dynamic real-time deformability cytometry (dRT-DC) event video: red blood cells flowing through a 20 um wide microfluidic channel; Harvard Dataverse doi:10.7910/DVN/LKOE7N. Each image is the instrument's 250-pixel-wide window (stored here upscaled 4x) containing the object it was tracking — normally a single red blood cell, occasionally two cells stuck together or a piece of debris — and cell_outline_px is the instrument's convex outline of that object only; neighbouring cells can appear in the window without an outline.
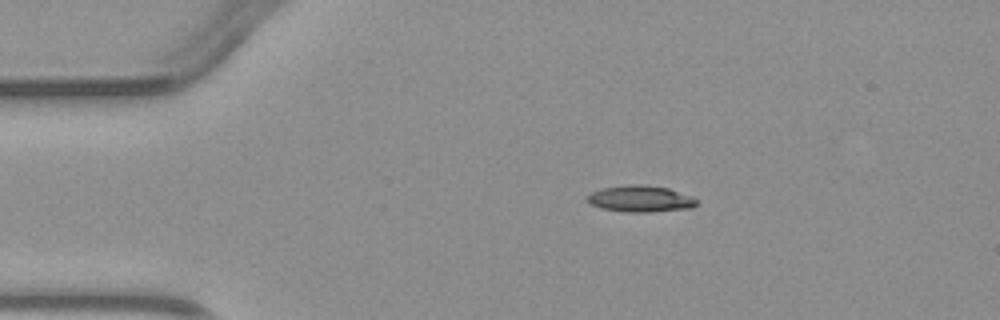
{"species": "common noctule bat (a hibernating species)", "species_latin": "Nyctalus noctula", "temperature_condition": "warm", "stored_images_in_passage": 2, "camera_frame_rate_fps": 3000, "um_per_image_px": 0.085, "animal": {"sex": "male", "body_mass_g": 23.1, "forearm_length_mm": 52.7}, "frame": {"image": 1, "passage_image": 1, "time_ms": 0.0, "image_size_px": [1000, 320], "cell_outline_px": [[696, 204], [692, 208], [648, 212], [628, 212], [600, 208], [592, 204], [584, 196], [592, 192], [604, 188], [628, 184], [640, 184], [668, 188], [692, 196], [696, 200]], "centroid_in_image_um": [54.43, 16.89], "position_along_channel_um": 30.6, "area_um2": 16.76}}